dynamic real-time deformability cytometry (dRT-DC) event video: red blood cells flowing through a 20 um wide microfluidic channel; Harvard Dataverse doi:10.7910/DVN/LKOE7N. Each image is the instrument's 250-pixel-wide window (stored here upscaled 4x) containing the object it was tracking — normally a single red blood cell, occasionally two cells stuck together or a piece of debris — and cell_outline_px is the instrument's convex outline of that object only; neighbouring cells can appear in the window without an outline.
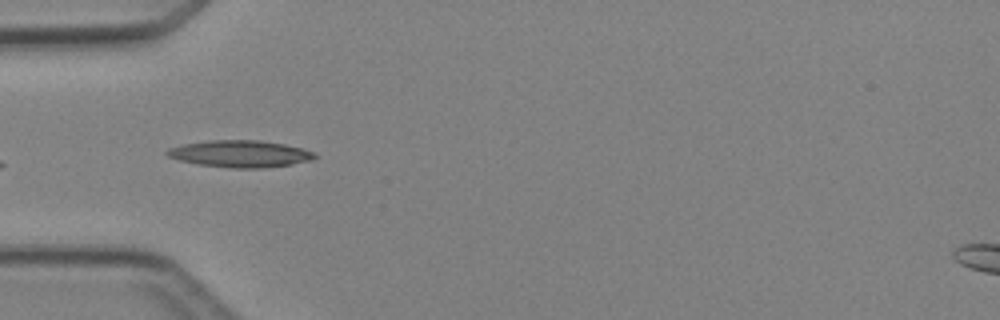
{"species": "Egyptian fruit bat (a non-hibernating species)", "species_latin": "Rousettus aegyptiacus", "temperature_condition": "cold", "stored_images_in_passage": 5, "camera_frame_rate_fps": 3000, "um_per_image_px": 0.085, "animal": {"sex": "female"}, "frame": {"image": 1, "passage_image": 5, "time_ms": 4.667, "image_size_px": [1000, 320], "cell_outline_px": [[316, 156], [312, 160], [292, 164], [260, 168], [232, 168], [200, 164], [180, 160], [168, 156], [164, 152], [168, 148], [184, 144], [208, 140], [260, 140], [284, 144], [304, 148], [316, 152]], "centroid_in_image_um": [20.44, 13.06], "position_along_channel_um": 64.6, "area_um2": 23.12}}